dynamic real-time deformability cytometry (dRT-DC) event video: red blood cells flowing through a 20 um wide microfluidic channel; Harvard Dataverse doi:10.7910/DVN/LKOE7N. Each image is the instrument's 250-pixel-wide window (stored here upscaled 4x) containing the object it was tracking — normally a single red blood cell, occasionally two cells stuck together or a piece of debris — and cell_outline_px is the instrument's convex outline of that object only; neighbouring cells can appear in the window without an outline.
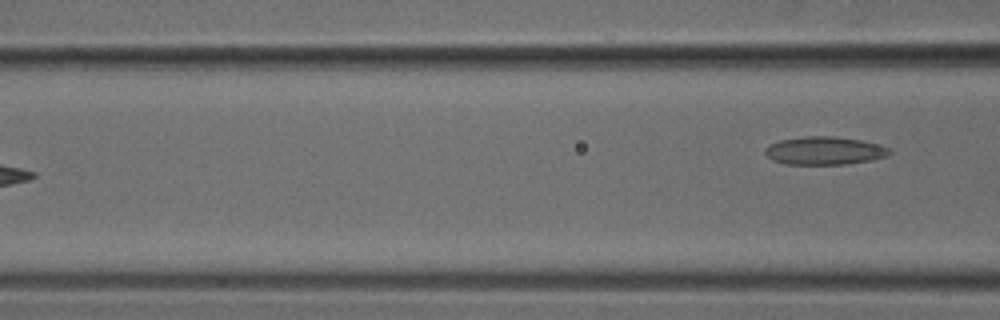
{"species": "common noctule bat (a hibernating species)", "species_latin": "Nyctalus noctula", "temperature_condition": "cold", "stored_images_in_passage": 6, "camera_frame_rate_fps": 3000, "um_per_image_px": 0.085, "animal": {"sex": "male", "body_mass_g": 18.8}, "frame": {"image": 1, "passage_image": 6, "time_ms": 1.667, "image_size_px": [1000, 320], "cell_outline_px": [[892, 152], [888, 156], [872, 160], [848, 164], [784, 164], [772, 160], [764, 152], [764, 148], [780, 140], [804, 136], [836, 136], [860, 140], [892, 148]], "centroid_in_image_um": [70.11, 12.81], "position_along_channel_um": 96.5, "area_um2": 20.46}}